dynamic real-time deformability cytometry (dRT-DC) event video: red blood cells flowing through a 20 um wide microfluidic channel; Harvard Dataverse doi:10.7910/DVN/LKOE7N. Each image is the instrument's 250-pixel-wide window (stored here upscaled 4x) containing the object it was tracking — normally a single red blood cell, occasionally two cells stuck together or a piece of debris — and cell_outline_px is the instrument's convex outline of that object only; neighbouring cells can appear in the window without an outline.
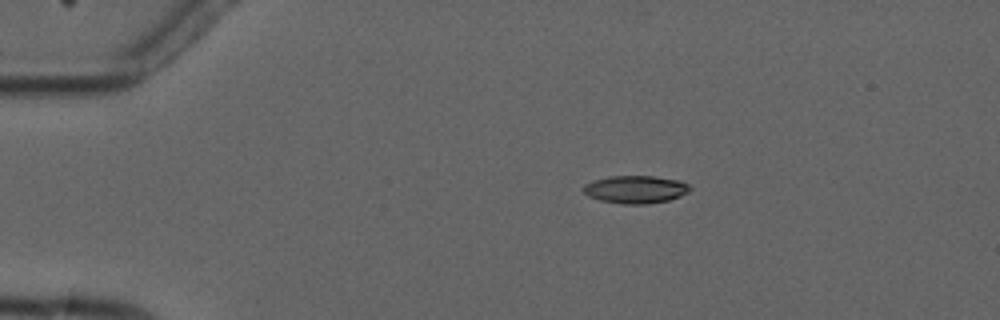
{"species": "common noctule bat (a hibernating species)", "species_latin": "Nyctalus noctula", "temperature_condition": "cold", "stored_images_in_passage": 6, "camera_frame_rate_fps": 3000, "um_per_image_px": 0.085, "animal": {"sex": "male", "forearm_length_mm": 52.5}, "frame": {"image": 1, "passage_image": 3, "time_ms": 2.333, "image_size_px": [1000, 320], "cell_outline_px": [[692, 188], [688, 192], [680, 196], [668, 200], [648, 204], [620, 204], [600, 200], [588, 196], [580, 188], [584, 184], [592, 180], [608, 176], [652, 176], [680, 180], [688, 184]], "centroid_in_image_um": [53.99, 16.1], "position_along_channel_um": 31.0, "area_um2": 17.46}}
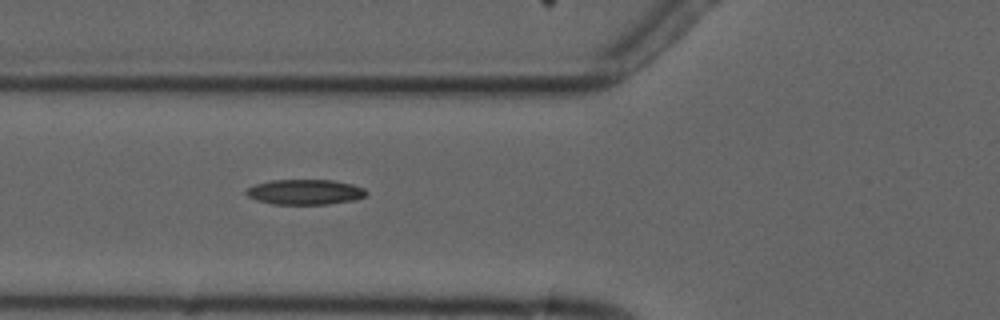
{"frame": {"image": 2, "passage_image": 6, "time_ms": 5.667, "image_size_px": [1000, 320], "cell_outline_px": [[368, 192], [364, 196], [356, 200], [328, 204], [272, 204], [256, 200], [248, 196], [244, 192], [248, 188], [256, 184], [272, 180], [332, 180], [352, 184], [364, 188]], "centroid_in_image_um": [25.93, 16.32], "position_along_channel_um": 99.9, "area_um2": 17.63}}